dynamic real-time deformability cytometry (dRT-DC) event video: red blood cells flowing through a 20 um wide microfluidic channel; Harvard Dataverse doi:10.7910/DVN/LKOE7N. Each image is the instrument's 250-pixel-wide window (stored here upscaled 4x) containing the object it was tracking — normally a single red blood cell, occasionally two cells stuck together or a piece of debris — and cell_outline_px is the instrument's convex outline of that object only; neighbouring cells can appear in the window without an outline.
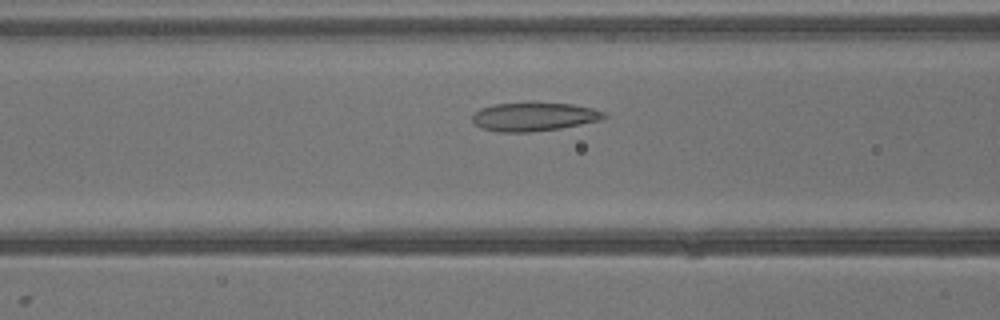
{"species": "common noctule bat (a hibernating species)", "species_latin": "Nyctalus noctula", "temperature_condition": "warm", "stored_images_in_passage": 35, "segment_of_instrument_passage": [1, 2], "camera_frame_rate_fps": 3000, "um_per_image_px": 0.085, "animal": {"sex": "male", "body_mass_g": 13.3}, "frame": {"image": 1, "passage_image": 10, "time_ms": 3.0, "image_size_px": [1000, 320], "cell_outline_px": [[608, 116], [600, 120], [560, 128], [532, 132], [496, 132], [480, 128], [472, 120], [472, 112], [480, 108], [492, 104], [572, 104], [592, 108], [604, 112]], "centroid_in_image_um": [45.33, 9.94], "position_along_channel_um": 121.3, "area_um2": 21.68}}
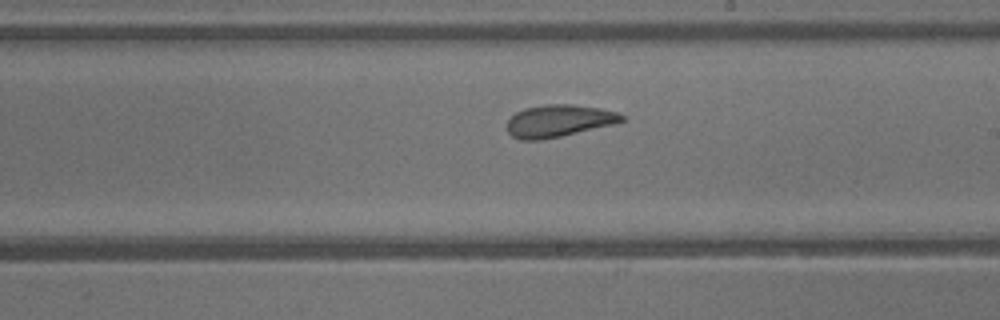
{"frame": {"image": 2, "passage_image": 17, "time_ms": 5.333, "image_size_px": [1000, 320], "cell_outline_px": [[628, 120], [616, 124], [560, 136], [540, 140], [520, 140], [512, 136], [508, 132], [508, 120], [516, 112], [524, 108], [544, 104], [572, 104], [600, 108], [616, 112], [624, 116]], "centroid_in_image_um": [47.52, 10.27], "position_along_channel_um": 241.5, "area_um2": 21.62}}
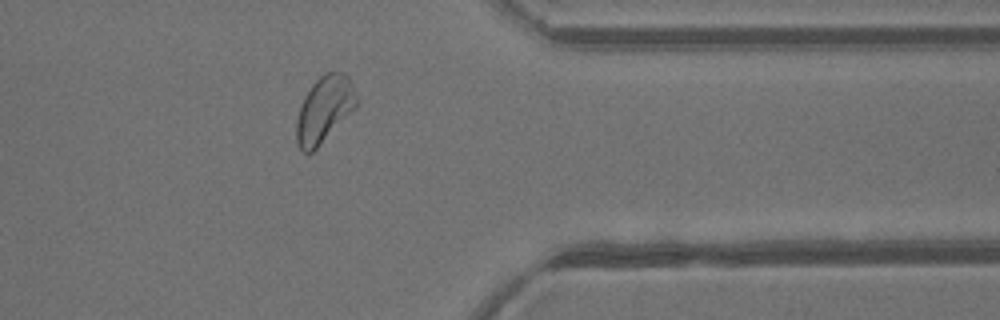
{"frame": {"image": 3, "passage_image": 26, "time_ms": 8.333, "image_size_px": [1000, 320], "cell_outline_px": [[360, 100], [356, 108], [312, 152], [304, 152], [296, 144], [296, 120], [300, 104], [304, 96], [312, 84], [320, 76], [328, 72], [340, 72], [348, 76]], "centroid_in_image_um": [27.57, 9.28], "position_along_channel_um": 383.8, "area_um2": 23.29}}